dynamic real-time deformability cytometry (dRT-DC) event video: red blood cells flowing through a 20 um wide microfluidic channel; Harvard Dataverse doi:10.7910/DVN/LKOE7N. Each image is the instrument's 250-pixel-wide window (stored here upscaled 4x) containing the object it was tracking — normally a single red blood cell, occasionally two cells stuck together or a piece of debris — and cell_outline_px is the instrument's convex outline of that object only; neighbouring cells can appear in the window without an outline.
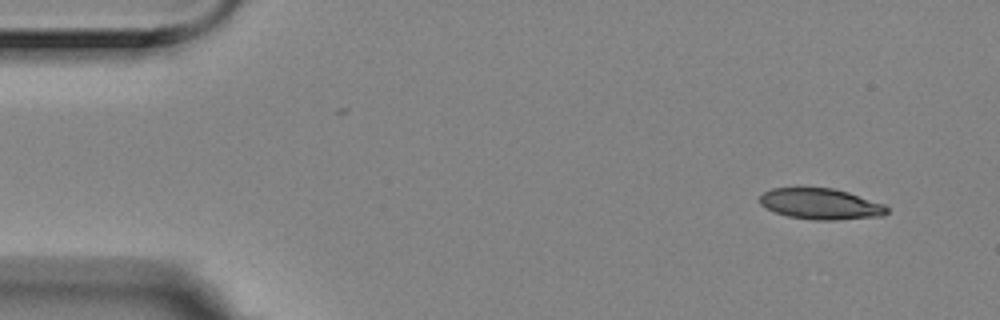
{"species": "Egyptian fruit bat (a non-hibernating species)", "species_latin": "Rousettus aegyptiacus", "temperature_condition": "room temperature", "stored_images_in_passage": 2, "camera_frame_rate_fps": 3000, "um_per_image_px": 0.085, "animal": {"sex": "female"}, "frame": {"image": 1, "passage_image": 1, "time_ms": 0.0, "image_size_px": [1000, 320], "cell_outline_px": [[888, 212], [884, 216], [836, 220], [816, 220], [788, 216], [776, 212], [760, 204], [760, 196], [764, 192], [772, 188], [796, 184], [832, 188], [848, 192], [884, 204], [888, 208]], "centroid_in_image_um": [69.72, 17.28], "position_along_channel_um": 15.3, "area_um2": 23.64}}